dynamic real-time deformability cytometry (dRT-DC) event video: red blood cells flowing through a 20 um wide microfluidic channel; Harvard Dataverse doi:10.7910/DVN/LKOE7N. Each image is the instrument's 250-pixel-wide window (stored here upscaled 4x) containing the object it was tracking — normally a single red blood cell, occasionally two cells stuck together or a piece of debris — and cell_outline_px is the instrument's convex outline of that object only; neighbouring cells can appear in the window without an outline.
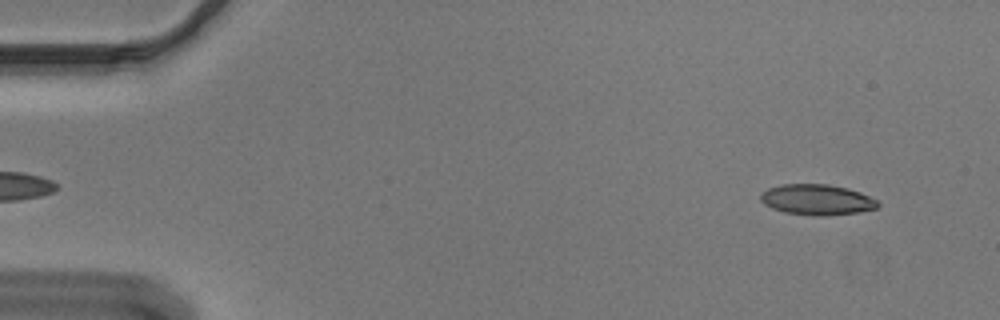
{"species": "Egyptian fruit bat (a non-hibernating species)", "species_latin": "Rousettus aegyptiacus", "temperature_condition": "cold", "stored_images_in_passage": 53, "camera_frame_rate_fps": 3000, "um_per_image_px": 0.085, "animal": {"sex": "male"}, "frame": {"image": 1, "passage_image": 3, "time_ms": 0.667, "image_size_px": [1000, 320], "cell_outline_px": [[880, 204], [876, 208], [860, 212], [824, 216], [812, 216], [784, 212], [772, 208], [764, 204], [760, 200], [760, 192], [768, 188], [784, 184], [828, 184], [848, 188], [860, 192], [876, 200]], "centroid_in_image_um": [69.42, 16.97], "position_along_channel_um": 15.6, "area_um2": 21.04}}
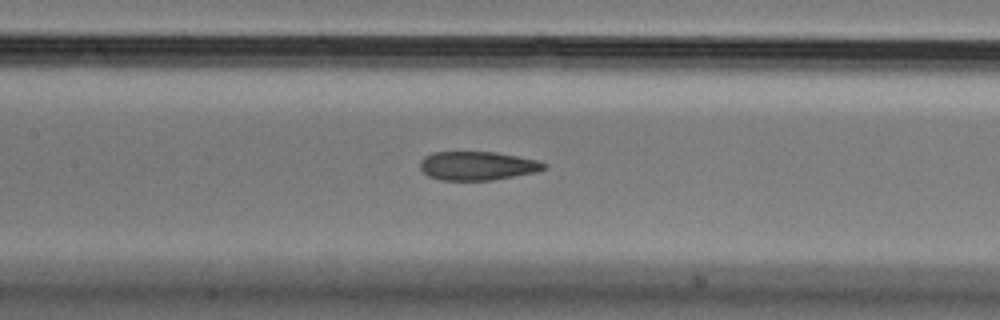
{"frame": {"image": 2, "passage_image": 24, "time_ms": 7.667, "image_size_px": [1000, 320], "cell_outline_px": [[548, 168], [536, 172], [492, 180], [440, 180], [428, 176], [420, 168], [420, 160], [424, 156], [432, 152], [496, 152], [536, 160], [548, 164]], "centroid_in_image_um": [40.57, 14.09], "position_along_channel_um": 166.8, "area_um2": 20.81}}
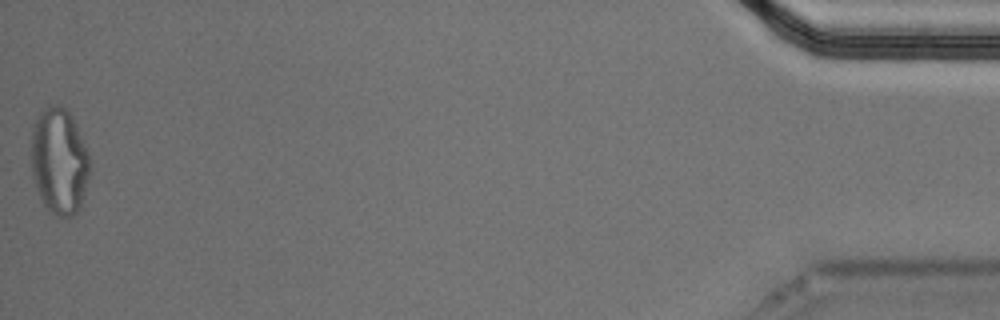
{"frame": {"image": 3, "passage_image": 53, "time_ms": 17.333, "image_size_px": [1000, 320], "cell_outline_px": [[88, 176], [80, 208], [72, 216], [60, 216], [48, 212], [36, 188], [32, 176], [32, 124], [40, 112], [44, 108], [56, 104], [60, 104], [72, 116], [76, 124], [88, 152]], "centroid_in_image_um": [5.01, 13.69], "position_along_channel_um": 430.2, "area_um2": 36.07}, "authors_computed_cell_mechanics": {"area_um2": 21.675, "velocity_mm_per_s": 3.6796, "shape_relaxation_time_tau1_ms": 7.3528, "shape_relaxation_time_tau2_ms": 2.6117, "deformation_change_tau1": 0.2191, "deformation_change_tau2": 0.1028}}